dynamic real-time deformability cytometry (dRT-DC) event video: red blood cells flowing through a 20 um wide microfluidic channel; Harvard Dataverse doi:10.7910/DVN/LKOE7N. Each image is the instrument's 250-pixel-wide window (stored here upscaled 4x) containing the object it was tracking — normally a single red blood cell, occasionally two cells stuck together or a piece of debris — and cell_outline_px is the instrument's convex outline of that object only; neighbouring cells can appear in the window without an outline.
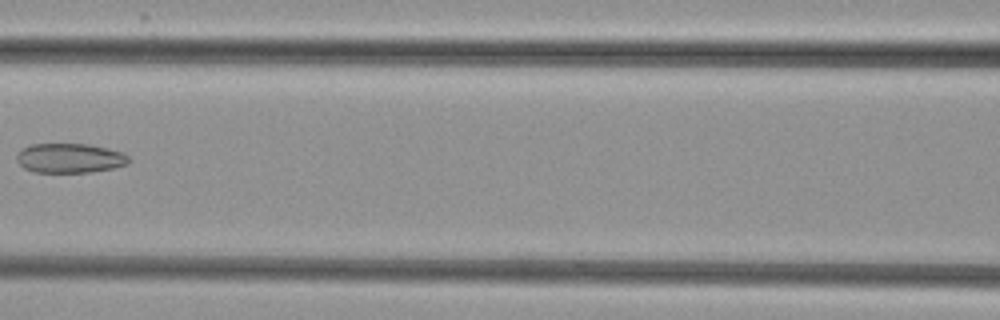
{"species": "common noctule bat (a hibernating species)", "species_latin": "Nyctalus noctula", "temperature_condition": "cold", "stored_images_in_passage": 6, "camera_frame_rate_fps": 3000, "um_per_image_px": 0.085, "animal": {"sex": "female", "body_mass_g": 29.2, "forearm_length_mm": 56.3}, "frame": {"image": 1, "passage_image": 5, "time_ms": 4.667, "image_size_px": [1000, 320], "cell_outline_px": [[132, 160], [128, 164], [112, 168], [92, 172], [32, 172], [24, 168], [16, 160], [16, 156], [24, 148], [32, 144], [88, 144], [108, 148], [124, 152]], "centroid_in_image_um": [5.98, 13.44], "position_along_channel_um": 160.6, "area_um2": 19.36}}
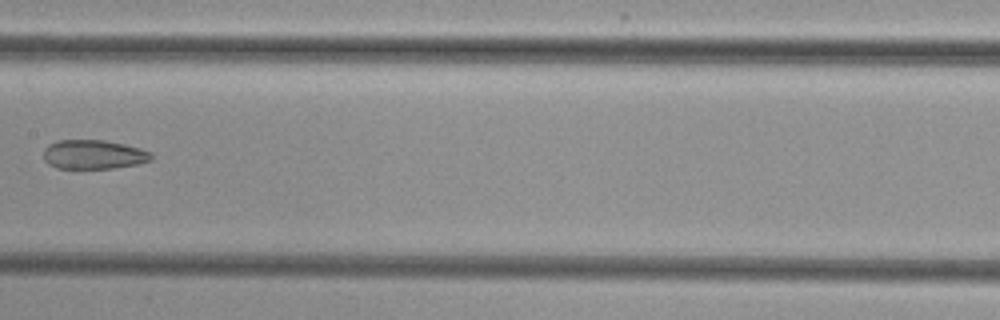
{"frame": {"image": 2, "passage_image": 6, "time_ms": 5.667, "image_size_px": [1000, 320], "cell_outline_px": [[152, 160], [136, 164], [112, 168], [56, 168], [48, 164], [44, 160], [44, 148], [48, 144], [56, 140], [104, 140], [124, 144], [140, 148], [152, 152]], "centroid_in_image_um": [7.93, 13.12], "position_along_channel_um": 199.5, "area_um2": 18.38}}